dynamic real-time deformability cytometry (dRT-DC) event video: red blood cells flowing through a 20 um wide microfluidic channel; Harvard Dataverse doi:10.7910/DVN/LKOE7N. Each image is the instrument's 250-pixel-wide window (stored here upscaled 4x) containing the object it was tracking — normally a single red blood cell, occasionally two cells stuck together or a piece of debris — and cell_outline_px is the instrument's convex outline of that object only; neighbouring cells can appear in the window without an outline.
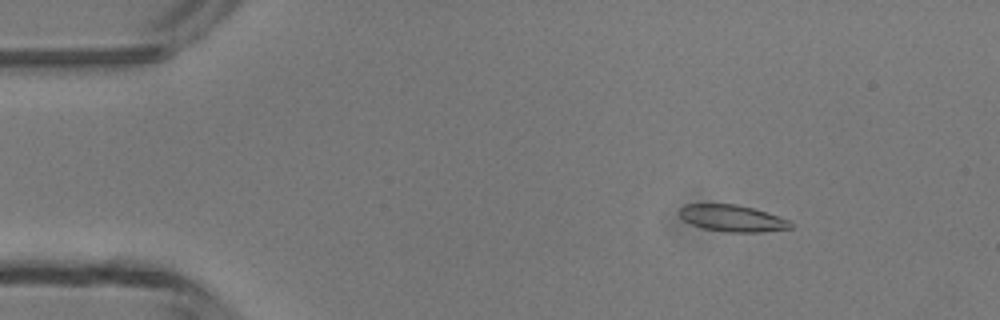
{"species": "common noctule bat (a hibernating species)", "species_latin": "Nyctalus noctula", "temperature_condition": "room temperature", "stored_images_in_passage": 4, "camera_frame_rate_fps": 3000, "um_per_image_px": 0.085, "animal": {"sex": "male", "body_mass_g": 13.3}, "frame": {"image": 1, "passage_image": 2, "time_ms": 1.333, "image_size_px": [1000, 320], "cell_outline_px": [[792, 228], [764, 232], [728, 232], [704, 228], [692, 224], [684, 220], [680, 216], [680, 208], [684, 204], [736, 204], [768, 212], [788, 220], [792, 224]], "centroid_in_image_um": [62.26, 18.55], "position_along_channel_um": 22.7, "area_um2": 17.17}}